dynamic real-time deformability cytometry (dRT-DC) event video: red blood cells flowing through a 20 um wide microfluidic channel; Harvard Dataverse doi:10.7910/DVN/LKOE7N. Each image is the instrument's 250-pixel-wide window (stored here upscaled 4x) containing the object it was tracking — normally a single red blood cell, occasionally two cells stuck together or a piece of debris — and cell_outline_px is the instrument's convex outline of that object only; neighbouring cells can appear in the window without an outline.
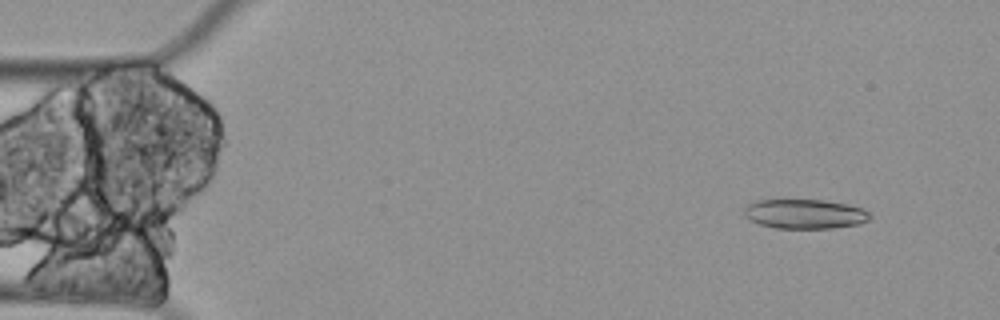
{"species": "Egyptian fruit bat (a non-hibernating species)", "species_latin": "Rousettus aegyptiacus", "temperature_condition": "cold", "stored_images_in_passage": 4, "camera_frame_rate_fps": 3000, "um_per_image_px": 0.085, "animal": {"sex": "female"}, "frame": {"image": 1, "passage_image": 1, "time_ms": 0.0, "image_size_px": [1000, 320], "cell_outline_px": [[872, 216], [868, 220], [860, 224], [832, 228], [776, 228], [760, 224], [744, 216], [744, 208], [748, 204], [756, 200], [824, 200], [844, 204], [860, 208], [868, 212]], "centroid_in_image_um": [68.4, 18.19], "position_along_channel_um": 16.6, "area_um2": 21.44}}
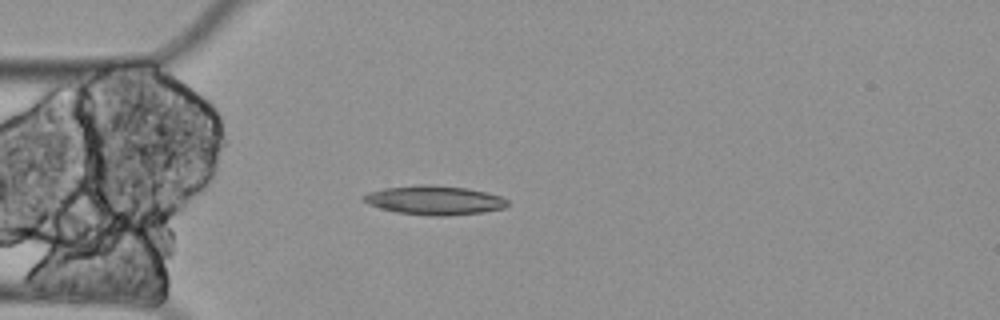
{"frame": {"image": 2, "passage_image": 4, "time_ms": 1.0, "image_size_px": [1000, 320], "cell_outline_px": [[508, 204], [504, 208], [484, 212], [444, 216], [436, 216], [396, 212], [380, 208], [368, 204], [364, 200], [364, 196], [368, 192], [384, 188], [416, 184], [432, 184], [468, 188], [500, 196], [508, 200]], "centroid_in_image_um": [36.93, 17.01], "position_along_channel_um": 48.1, "area_um2": 24.39}}